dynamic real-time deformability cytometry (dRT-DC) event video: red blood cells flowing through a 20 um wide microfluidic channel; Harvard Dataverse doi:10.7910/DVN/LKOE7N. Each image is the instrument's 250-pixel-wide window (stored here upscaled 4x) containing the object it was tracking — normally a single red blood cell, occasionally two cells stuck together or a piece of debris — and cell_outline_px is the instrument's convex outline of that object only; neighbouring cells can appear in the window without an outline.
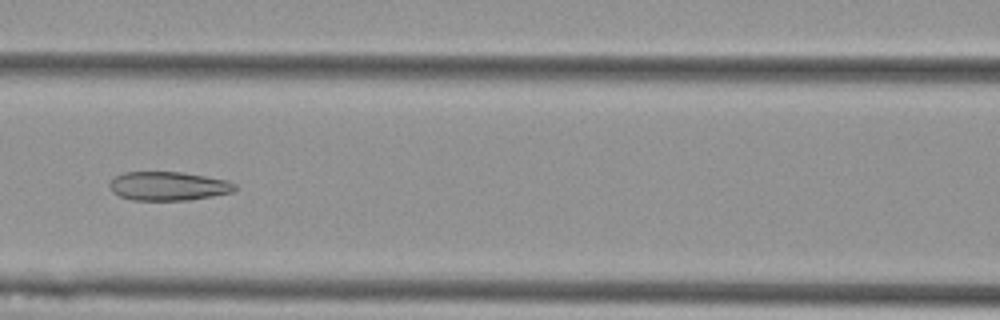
{"species": "Egyptian fruit bat (a non-hibernating species)", "species_latin": "Rousettus aegyptiacus", "temperature_condition": "cold", "stored_images_in_passage": 56, "camera_frame_rate_fps": 3000, "um_per_image_px": 0.085, "animal": {"sex": "female"}, "frame": {"image": 1, "passage_image": 25, "time_ms": 8.0, "image_size_px": [1000, 320], "cell_outline_px": [[236, 188], [232, 192], [212, 196], [188, 200], [132, 200], [120, 196], [112, 192], [108, 184], [116, 176], [124, 172], [180, 172], [228, 180], [236, 184]], "centroid_in_image_um": [14.3, 15.82], "position_along_channel_um": 152.3, "area_um2": 20.98}}
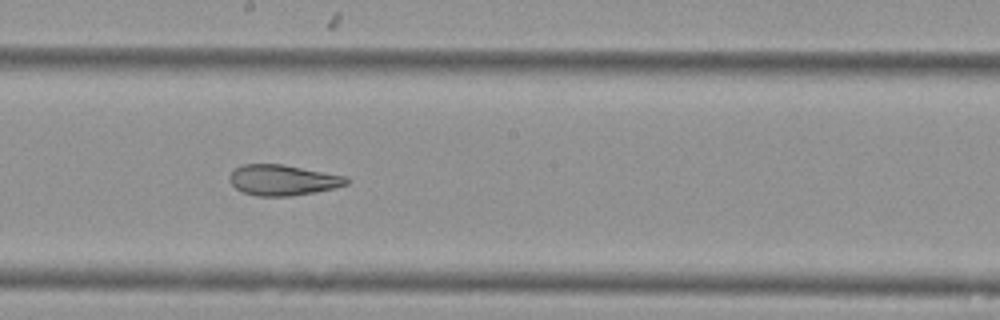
{"frame": {"image": 2, "passage_image": 31, "time_ms": 10.0, "image_size_px": [1000, 320], "cell_outline_px": [[348, 184], [316, 192], [292, 196], [256, 196], [244, 192], [236, 188], [232, 184], [228, 176], [236, 168], [244, 164], [284, 164], [344, 176], [348, 180]], "centroid_in_image_um": [24.02, 15.31], "position_along_channel_um": 224.2, "area_um2": 20.69}}
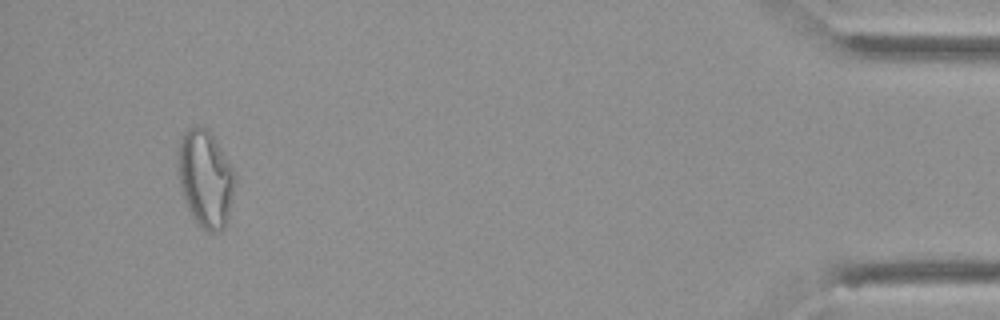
{"frame": {"image": 3, "passage_image": 53, "time_ms": 17.333, "image_size_px": [1000, 320], "cell_outline_px": [[232, 200], [228, 220], [224, 228], [216, 232], [208, 232], [192, 216], [188, 208], [180, 188], [176, 156], [180, 140], [184, 132], [188, 128], [196, 124], [204, 128], [216, 140], [232, 168]], "centroid_in_image_um": [17.41, 15.16], "position_along_channel_um": 417.8, "area_um2": 31.73}, "authors_computed_cell_mechanics": {"area_um2": 27.1371, "velocity_mm_per_s": 3.6153, "shape_relaxation_time_tau1_ms": null, "shape_relaxation_time_tau2_ms": 2.7529, "deformation_change_tau1": null, "deformation_change_tau2": 0.1027}}